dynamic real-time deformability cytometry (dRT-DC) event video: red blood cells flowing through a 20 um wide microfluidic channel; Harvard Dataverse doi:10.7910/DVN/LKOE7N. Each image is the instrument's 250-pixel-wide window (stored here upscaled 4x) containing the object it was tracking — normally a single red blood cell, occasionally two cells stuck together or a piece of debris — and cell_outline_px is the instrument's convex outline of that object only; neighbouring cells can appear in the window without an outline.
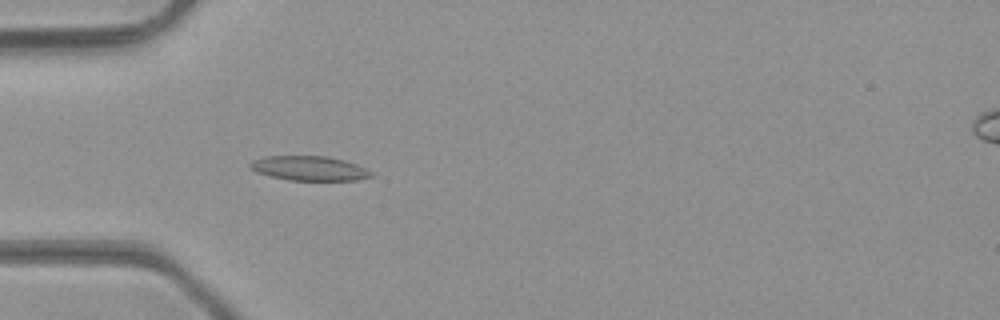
{"species": "common noctule bat (a hibernating species)", "species_latin": "Nyctalus noctula", "temperature_condition": "room temperature", "stored_images_in_passage": 39, "camera_frame_rate_fps": 3000, "um_per_image_px": 0.085, "animal": {"sex": "male", "body_mass_g": 23.1, "forearm_length_mm": 52.7}, "frame": {"image": 1, "passage_image": 6, "time_ms": 1.667, "image_size_px": [1000, 320], "cell_outline_px": [[372, 176], [356, 180], [288, 180], [256, 172], [248, 168], [248, 164], [252, 160], [264, 156], [328, 156], [344, 160], [356, 164], [372, 172]], "centroid_in_image_um": [26.23, 14.3], "position_along_channel_um": 58.8, "area_um2": 17.28}}
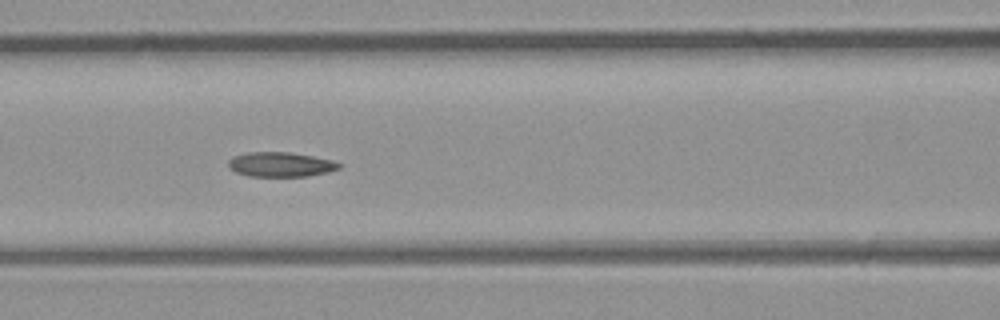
{"frame": {"image": 2, "passage_image": 12, "time_ms": 3.667, "image_size_px": [1000, 320], "cell_outline_px": [[344, 164], [340, 168], [328, 172], [308, 176], [248, 176], [236, 172], [228, 168], [228, 160], [232, 156], [248, 152], [288, 152], [312, 156], [332, 160]], "centroid_in_image_um": [23.84, 13.98], "position_along_channel_um": 142.8, "area_um2": 16.01}}
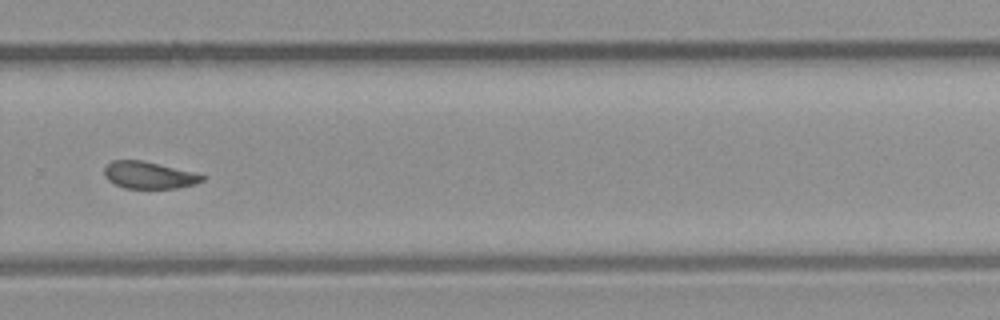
{"frame": {"image": 3, "passage_image": 24, "time_ms": 7.667, "image_size_px": [1000, 320], "cell_outline_px": [[204, 180], [196, 184], [176, 188], [124, 188], [108, 180], [104, 176], [104, 168], [112, 160], [140, 160], [192, 172], [204, 176]], "centroid_in_image_um": [12.62, 14.89], "position_along_channel_um": 317.2, "area_um2": 15.14}, "authors_computed_cell_mechanics": {"area_um2": 16.2996, "velocity_mm_per_s": 4.3758, "shape_relaxation_time_tau1_ms": 8.818, "shape_relaxation_time_tau2_ms": 3.029, "deformation_change_tau1": 0.1879, "deformation_change_tau2": 0.0921}}